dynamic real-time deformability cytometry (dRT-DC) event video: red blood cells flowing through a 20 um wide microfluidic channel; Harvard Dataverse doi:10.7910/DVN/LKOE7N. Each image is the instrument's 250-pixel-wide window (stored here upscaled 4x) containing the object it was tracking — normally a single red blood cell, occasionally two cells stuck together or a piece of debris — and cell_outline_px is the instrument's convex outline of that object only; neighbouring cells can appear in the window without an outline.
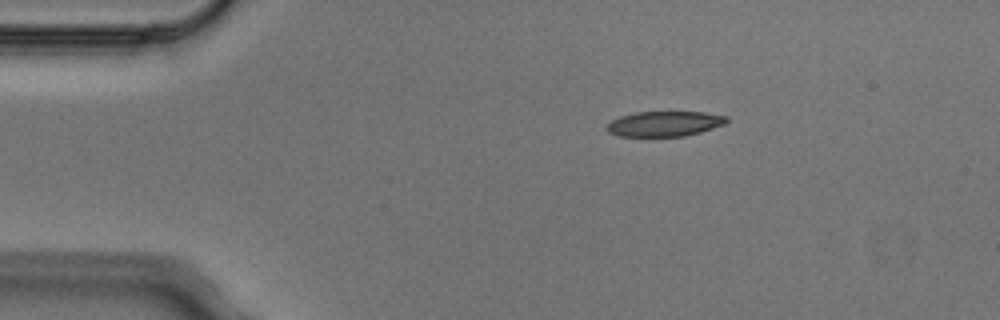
{"species": "Egyptian fruit bat (a non-hibernating species)", "species_latin": "Rousettus aegyptiacus", "temperature_condition": "cold", "stored_images_in_passage": 3, "segment_of_instrument_passage": [1, 2], "camera_frame_rate_fps": 3000, "um_per_image_px": 0.085, "animal": {"sex": "male"}, "frame": {"image": 1, "passage_image": 1, "time_ms": 0.0, "image_size_px": [1000, 320], "cell_outline_px": [[728, 120], [724, 124], [700, 132], [684, 136], [620, 136], [608, 132], [604, 128], [612, 120], [620, 116], [636, 112], [704, 112], [728, 116]], "centroid_in_image_um": [56.47, 10.51], "position_along_channel_um": 28.5, "area_um2": 17.51}}